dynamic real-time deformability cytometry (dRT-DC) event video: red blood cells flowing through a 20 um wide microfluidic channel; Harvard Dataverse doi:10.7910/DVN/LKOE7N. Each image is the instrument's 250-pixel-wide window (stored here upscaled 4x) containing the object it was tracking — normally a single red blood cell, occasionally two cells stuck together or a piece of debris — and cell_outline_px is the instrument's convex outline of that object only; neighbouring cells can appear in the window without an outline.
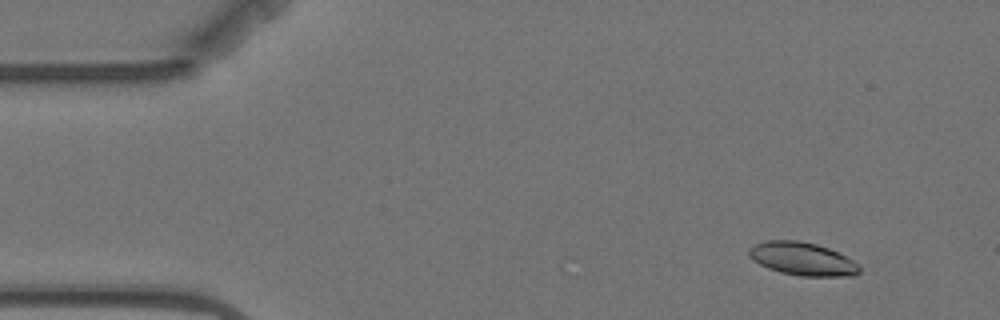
{"species": "Egyptian fruit bat (a non-hibernating species)", "species_latin": "Rousettus aegyptiacus", "temperature_condition": "warm", "stored_images_in_passage": 4, "camera_frame_rate_fps": 3000, "um_per_image_px": 0.085, "animal": {"sex": "female"}, "frame": {"image": 1, "passage_image": 2, "time_ms": 1.333, "image_size_px": [1000, 320], "cell_outline_px": [[860, 272], [856, 276], [800, 276], [780, 272], [768, 268], [752, 260], [748, 252], [756, 244], [764, 240], [800, 240], [816, 244], [828, 248], [852, 260], [860, 268]], "centroid_in_image_um": [68.2, 22.01], "position_along_channel_um": 16.8, "area_um2": 21.15}}